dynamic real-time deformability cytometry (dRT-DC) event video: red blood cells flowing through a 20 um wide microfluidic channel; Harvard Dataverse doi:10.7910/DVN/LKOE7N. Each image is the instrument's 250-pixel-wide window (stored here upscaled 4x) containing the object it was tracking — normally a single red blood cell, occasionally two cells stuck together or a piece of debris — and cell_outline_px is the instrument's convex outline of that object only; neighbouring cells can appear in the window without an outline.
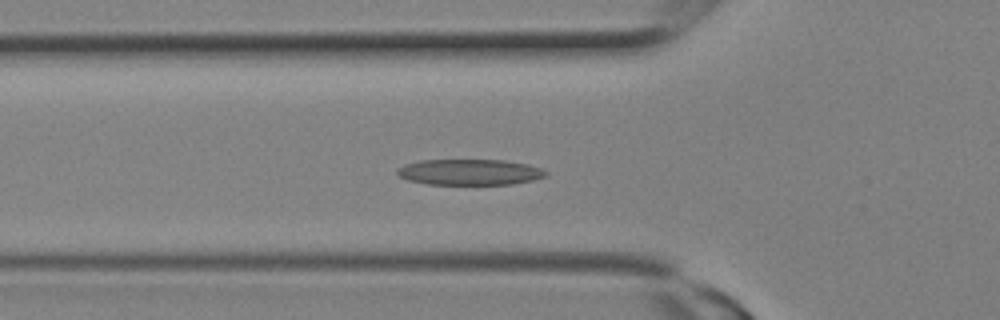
{"species": "Egyptian fruit bat (a non-hibernating species)", "species_latin": "Rousettus aegyptiacus", "temperature_condition": "room temperature", "stored_images_in_passage": 20, "camera_frame_rate_fps": 3000, "um_per_image_px": 0.085, "animal": {"sex": "female"}, "frame": {"image": 1, "passage_image": 5, "time_ms": 1.333, "image_size_px": [1000, 320], "cell_outline_px": [[548, 176], [532, 180], [512, 184], [428, 184], [408, 180], [400, 176], [396, 172], [396, 168], [404, 164], [420, 160], [504, 160], [528, 164], [540, 168], [548, 172]], "centroid_in_image_um": [39.92, 14.62], "position_along_channel_um": 85.9, "area_um2": 22.43}}
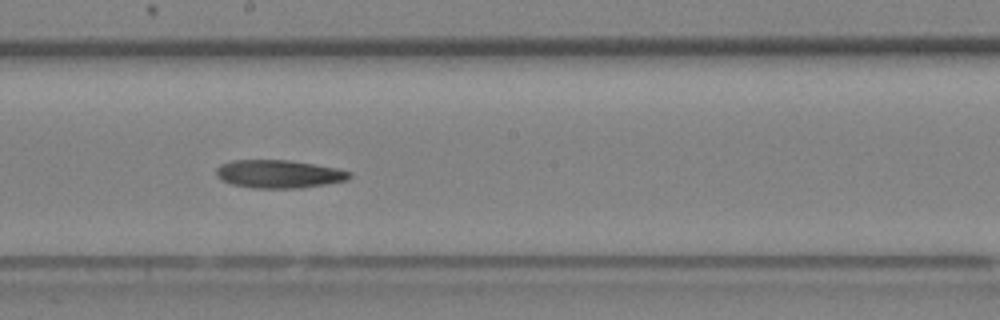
{"frame": {"image": 2, "passage_image": 10, "time_ms": 3.0, "image_size_px": [1000, 320], "cell_outline_px": [[352, 176], [348, 180], [300, 188], [252, 188], [232, 184], [216, 176], [216, 168], [220, 164], [232, 160], [288, 160], [336, 168], [352, 172]], "centroid_in_image_um": [23.69, 14.79], "position_along_channel_um": 224.5, "area_um2": 21.73}}
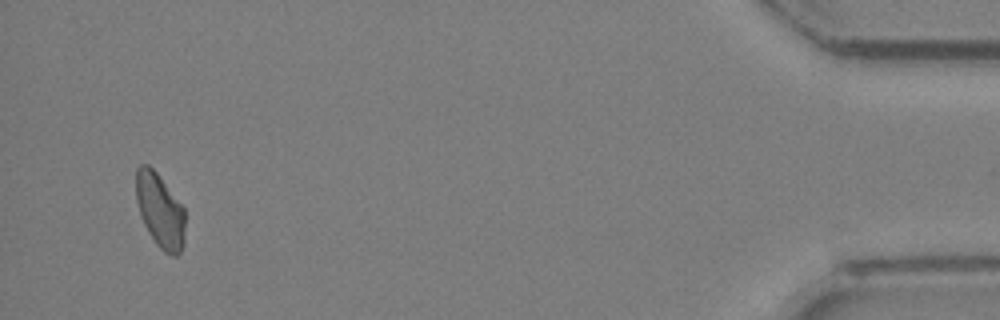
{"frame": {"image": 3, "passage_image": 20, "time_ms": 6.333, "image_size_px": [1000, 320], "cell_outline_px": [[184, 244], [180, 252], [176, 256], [168, 256], [156, 244], [148, 232], [140, 216], [136, 200], [136, 168], [140, 164], [148, 164], [156, 172], [184, 208]], "centroid_in_image_um": [13.59, 17.92], "position_along_channel_um": 421.6, "area_um2": 21.27}}